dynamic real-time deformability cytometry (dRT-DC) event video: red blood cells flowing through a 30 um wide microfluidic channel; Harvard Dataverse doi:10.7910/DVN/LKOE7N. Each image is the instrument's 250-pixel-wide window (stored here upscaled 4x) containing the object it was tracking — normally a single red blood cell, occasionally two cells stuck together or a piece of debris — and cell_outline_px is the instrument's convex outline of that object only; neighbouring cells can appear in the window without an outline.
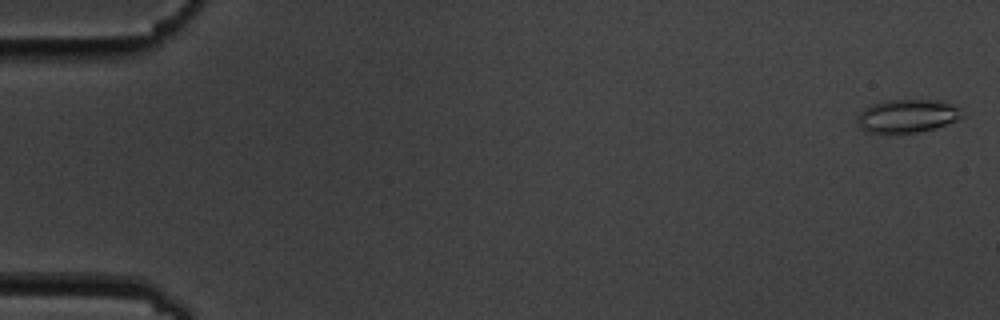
{"species": "common noctule bat (a hibernating species)", "species_latin": "Nyctalus noctula", "temperature_condition": "cold", "stored_images_in_passage": 8, "camera_frame_rate_fps": 3000, "um_per_image_px": 0.085, "animal": {"sex": "male", "body_mass_g": 19.5, "forearm_length_mm": 54.6}, "frame": {"image": 1, "passage_image": 1, "time_ms": 0.0, "image_size_px": [1000, 320], "cell_outline_px": [[964, 116], [956, 120], [932, 128], [916, 132], [888, 136], [868, 132], [856, 124], [856, 116], [864, 108], [872, 104], [888, 100], [940, 100], [952, 104], [960, 108]], "centroid_in_image_um": [77.05, 9.88], "position_along_channel_um": 8.0, "area_um2": 20.75}}
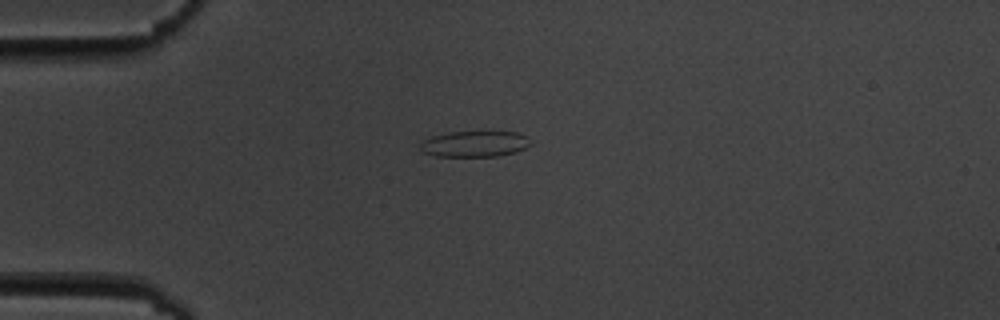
{"frame": {"image": 2, "passage_image": 5, "time_ms": 4.667, "image_size_px": [1000, 320], "cell_outline_px": [[532, 144], [516, 152], [496, 156], [436, 156], [424, 152], [420, 148], [420, 144], [424, 140], [432, 136], [448, 132], [492, 128], [520, 132]], "centroid_in_image_um": [40.4, 12.16], "position_along_channel_um": 44.6, "area_um2": 17.51}}
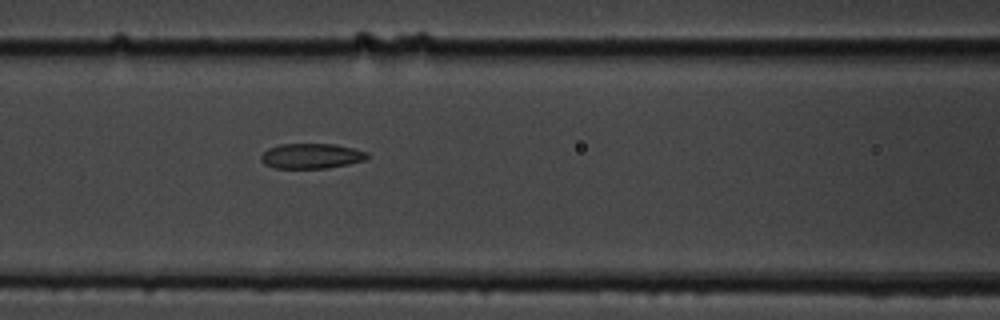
{"frame": {"image": 3, "passage_image": 8, "time_ms": 8.0, "image_size_px": [1000, 320], "cell_outline_px": [[368, 156], [364, 160], [348, 164], [328, 168], [276, 168], [264, 164], [260, 160], [260, 156], [268, 148], [280, 144], [336, 144], [368, 152]], "centroid_in_image_um": [26.44, 13.26], "position_along_channel_um": 140.2, "area_um2": 15.55}}